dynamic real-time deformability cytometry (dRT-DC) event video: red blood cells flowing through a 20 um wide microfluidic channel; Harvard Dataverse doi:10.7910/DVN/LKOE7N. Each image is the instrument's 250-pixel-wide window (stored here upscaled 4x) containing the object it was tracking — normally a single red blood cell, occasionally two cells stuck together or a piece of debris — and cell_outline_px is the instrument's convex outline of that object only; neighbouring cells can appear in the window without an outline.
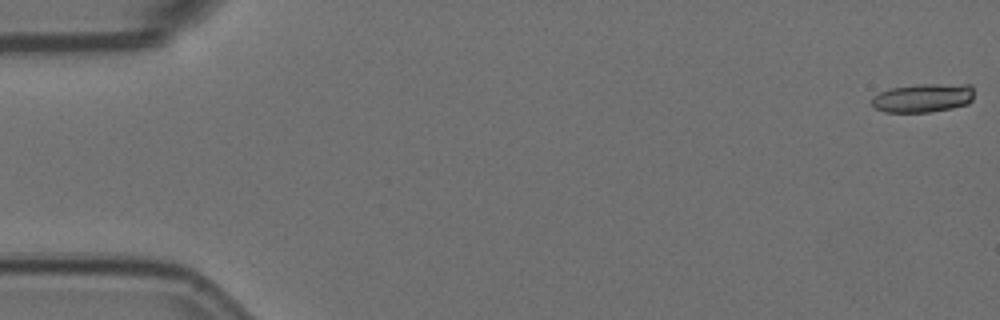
{"species": "Egyptian fruit bat (a non-hibernating species)", "species_latin": "Rousettus aegyptiacus", "temperature_condition": "room temperature", "stored_images_in_passage": 5, "camera_frame_rate_fps": 3000, "um_per_image_px": 0.085, "animal": {"sex": "female"}, "frame": {"image": 1, "passage_image": 1, "time_ms": 0.0, "image_size_px": [1000, 320], "cell_outline_px": [[972, 100], [968, 104], [952, 108], [928, 112], [884, 112], [876, 108], [872, 104], [872, 96], [880, 92], [892, 88], [916, 84], [972, 84]], "centroid_in_image_um": [78.46, 8.32], "position_along_channel_um": 6.5, "area_um2": 17.17}}
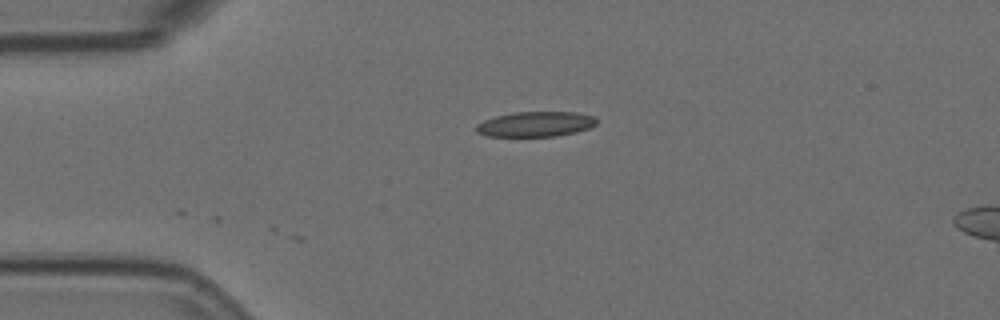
{"frame": {"image": 2, "passage_image": 5, "time_ms": 1.333, "image_size_px": [1000, 320], "cell_outline_px": [[596, 124], [588, 128], [576, 132], [556, 136], [488, 136], [476, 132], [476, 124], [484, 120], [496, 116], [516, 112], [576, 112], [596, 116]], "centroid_in_image_um": [45.53, 10.55], "position_along_channel_um": 39.5, "area_um2": 17.57}}